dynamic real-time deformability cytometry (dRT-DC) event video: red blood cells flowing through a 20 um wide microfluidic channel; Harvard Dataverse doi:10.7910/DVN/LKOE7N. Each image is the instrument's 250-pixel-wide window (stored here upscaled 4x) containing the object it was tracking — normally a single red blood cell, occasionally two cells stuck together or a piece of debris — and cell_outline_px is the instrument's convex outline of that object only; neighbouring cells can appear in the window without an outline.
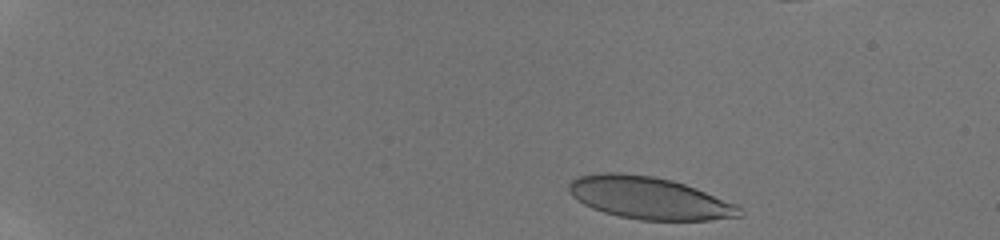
{"species": "human", "species_latin": "Homo sapiens", "temperature_condition": "room temperature", "stored_images_in_passage": 68, "camera_frame_rate_fps": 3000, "um_per_image_px": 0.085, "donor": {"sex": "male"}, "frame": {"image": 1, "passage_image": 3, "time_ms": 0.333, "image_size_px": [1000, 240], "cell_outline_px": [[744, 216], [708, 220], [640, 220], [620, 216], [604, 212], [592, 208], [584, 204], [572, 196], [568, 192], [568, 184], [576, 176], [600, 172], [624, 172], [652, 176], [672, 180], [696, 188], [736, 204], [744, 212]], "centroid_in_image_um": [55.16, 16.82], "position_along_channel_um": 29.8, "area_um2": 42.19}}
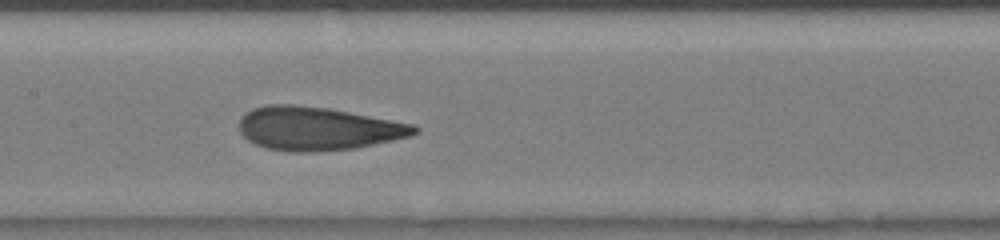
{"frame": {"image": 2, "passage_image": 40, "time_ms": 7.0, "image_size_px": [1000, 240], "cell_outline_px": [[420, 132], [408, 136], [392, 140], [356, 148], [312, 152], [292, 152], [268, 148], [256, 144], [248, 140], [240, 132], [240, 116], [252, 108], [268, 104], [292, 104], [328, 108], [416, 124], [420, 128]], "centroid_in_image_um": [27.02, 10.92], "position_along_channel_um": 180.4, "area_um2": 44.45}}
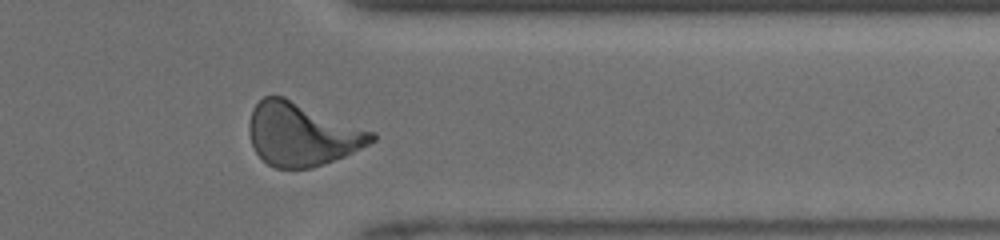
{"frame": {"image": 3, "passage_image": 61, "time_ms": 12.0, "image_size_px": [1000, 240], "cell_outline_px": [[376, 140], [344, 156], [324, 164], [312, 168], [276, 168], [268, 164], [256, 152], [252, 144], [248, 132], [248, 124], [252, 108], [264, 96], [284, 96], [376, 132]], "centroid_in_image_um": [25.66, 11.4], "position_along_channel_um": 385.7, "area_um2": 45.14}, "authors_computed_cell_mechanics": {"area_um2": 43.061, "velocity_mm_per_s": 4.1301, "shape_relaxation_time_tau1_ms": 5.5429, "shape_relaxation_time_tau2_ms": 0.9117, "deformation_change_tau1": 0.2045, "deformation_change_tau2": 0.0813}}